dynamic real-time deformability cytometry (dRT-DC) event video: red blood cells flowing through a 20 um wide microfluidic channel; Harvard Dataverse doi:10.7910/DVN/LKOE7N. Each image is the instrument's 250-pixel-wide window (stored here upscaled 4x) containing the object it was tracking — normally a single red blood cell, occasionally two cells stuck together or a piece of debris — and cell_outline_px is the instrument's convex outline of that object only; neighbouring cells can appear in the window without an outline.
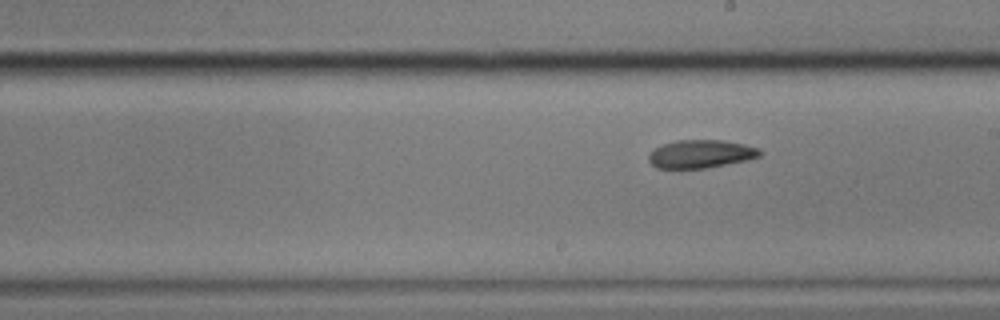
{"species": "common noctule bat (a hibernating species)", "species_latin": "Nyctalus noctula", "temperature_condition": "cold", "stored_images_in_passage": 9, "segment_of_instrument_passage": [2, 2], "camera_frame_rate_fps": 3000, "um_per_image_px": 0.085, "animal": {"sex": "male", "body_mass_g": 17.9}, "frame": {"image": 1, "passage_image": 9, "time_ms": 10.667, "image_size_px": [1000, 320], "cell_outline_px": [[764, 152], [760, 156], [748, 160], [704, 168], [656, 168], [648, 160], [648, 156], [656, 148], [664, 144], [676, 140], [720, 140], [744, 144], [760, 148]], "centroid_in_image_um": [59.61, 13.08], "position_along_channel_um": 229.4, "area_um2": 18.15}}